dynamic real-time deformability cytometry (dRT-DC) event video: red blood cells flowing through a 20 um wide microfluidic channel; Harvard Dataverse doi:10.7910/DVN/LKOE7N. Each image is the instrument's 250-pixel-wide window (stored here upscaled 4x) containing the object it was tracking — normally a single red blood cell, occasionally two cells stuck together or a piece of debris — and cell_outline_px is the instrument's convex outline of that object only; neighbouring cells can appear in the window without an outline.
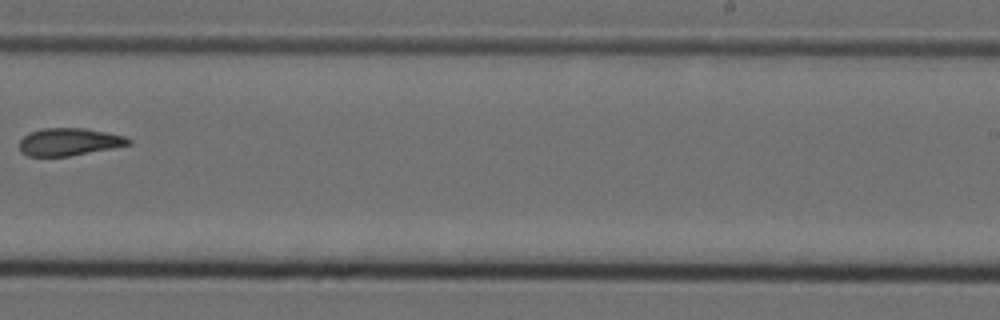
{"species": "Egyptian fruit bat (a non-hibernating species)", "species_latin": "Rousettus aegyptiacus", "temperature_condition": "cold", "stored_images_in_passage": 11, "camera_frame_rate_fps": 3000, "um_per_image_px": 0.085, "animal": {"sex": "female"}, "frame": {"image": 1, "passage_image": 10, "time_ms": 3.0, "image_size_px": [1000, 320], "cell_outline_px": [[132, 144], [112, 148], [68, 156], [28, 156], [20, 152], [20, 140], [24, 136], [32, 132], [44, 128], [84, 128], [124, 136], [132, 140]], "centroid_in_image_um": [5.87, 12.06], "position_along_channel_um": 283.1, "area_um2": 17.28}}
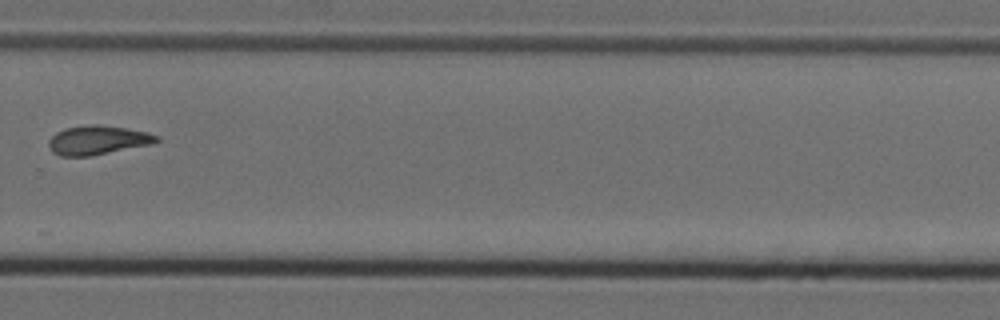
{"frame": {"image": 2, "passage_image": 11, "time_ms": 3.333, "image_size_px": [1000, 320], "cell_outline_px": [[160, 140], [152, 144], [92, 156], [60, 156], [52, 152], [48, 144], [48, 140], [56, 132], [64, 128], [88, 124], [92, 124], [128, 128], [148, 132], [160, 136]], "centroid_in_image_um": [8.31, 11.91], "position_along_channel_um": 321.5, "area_um2": 18.5}}